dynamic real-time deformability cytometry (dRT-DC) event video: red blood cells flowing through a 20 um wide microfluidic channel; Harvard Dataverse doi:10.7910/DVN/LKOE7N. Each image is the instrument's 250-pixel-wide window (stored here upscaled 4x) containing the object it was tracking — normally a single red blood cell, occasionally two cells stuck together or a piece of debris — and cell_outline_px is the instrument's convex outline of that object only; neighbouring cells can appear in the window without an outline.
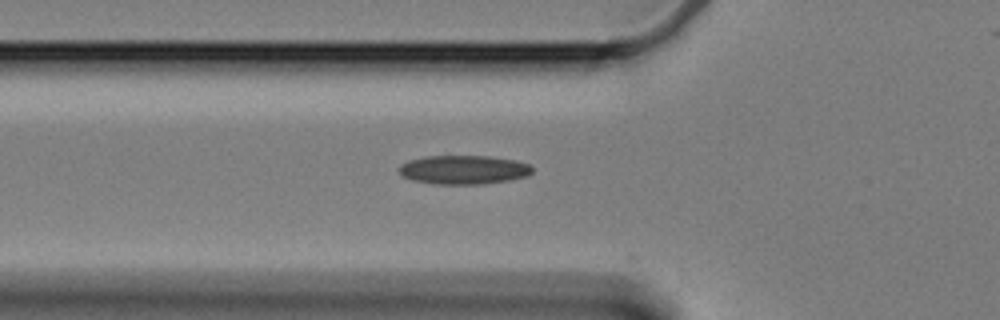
{"species": "Egyptian fruit bat (a non-hibernating species)", "species_latin": "Rousettus aegyptiacus", "temperature_condition": "cold", "stored_images_in_passage": 46, "camera_frame_rate_fps": 3000, "um_per_image_px": 0.085, "animal": {"sex": "female"}, "frame": {"image": 1, "passage_image": 12, "time_ms": 3.667, "image_size_px": [1000, 320], "cell_outline_px": [[532, 172], [528, 176], [508, 180], [484, 184], [432, 184], [412, 180], [404, 176], [400, 172], [400, 164], [408, 160], [428, 156], [488, 156], [512, 160], [528, 164], [532, 168]], "centroid_in_image_um": [39.39, 14.43], "position_along_channel_um": 86.4, "area_um2": 22.31}}
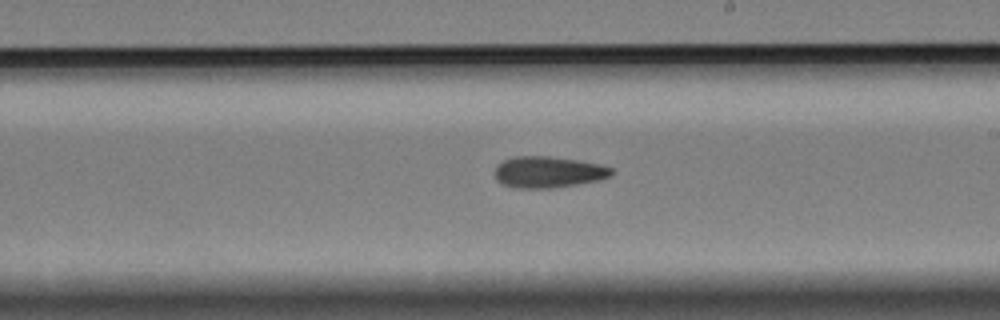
{"frame": {"image": 2, "passage_image": 26, "time_ms": 8.333, "image_size_px": [1000, 320], "cell_outline_px": [[612, 176], [600, 180], [552, 188], [516, 188], [504, 184], [496, 180], [496, 164], [512, 156], [548, 156], [604, 164], [612, 168]], "centroid_in_image_um": [46.62, 14.62], "position_along_channel_um": 242.4, "area_um2": 21.39}}
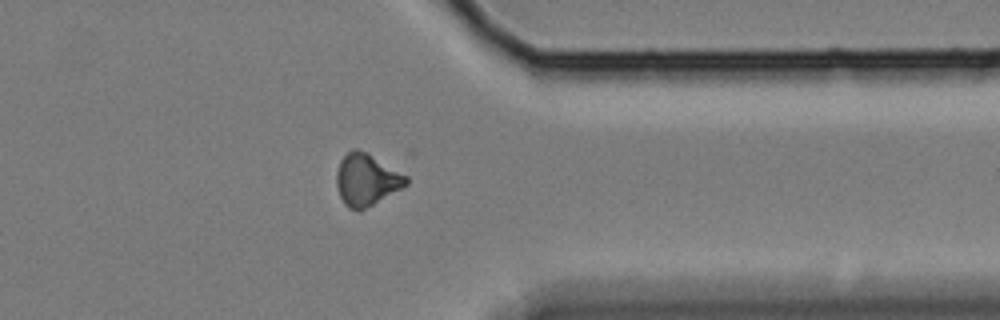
{"frame": {"image": 3, "passage_image": 39, "time_ms": 12.667, "image_size_px": [1000, 320], "cell_outline_px": [[408, 184], [404, 188], [360, 212], [348, 208], [344, 204], [340, 196], [336, 184], [336, 172], [340, 160], [352, 148], [356, 148], [368, 152], [408, 176]], "centroid_in_image_um": [31.17, 15.29], "position_along_channel_um": 380.2, "area_um2": 21.56}}